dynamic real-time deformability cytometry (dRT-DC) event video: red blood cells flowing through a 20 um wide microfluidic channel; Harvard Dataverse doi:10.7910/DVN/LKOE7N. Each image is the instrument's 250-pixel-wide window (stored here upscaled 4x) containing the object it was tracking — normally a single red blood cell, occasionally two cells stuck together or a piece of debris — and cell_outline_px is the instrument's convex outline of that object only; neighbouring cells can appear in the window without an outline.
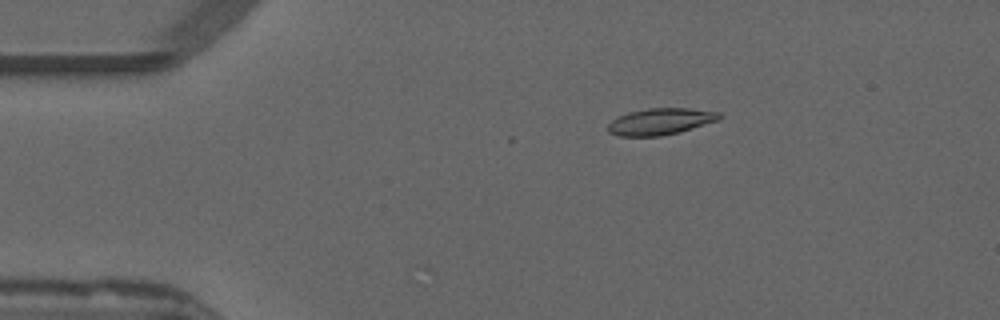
{"species": "common noctule bat (a hibernating species)", "species_latin": "Nyctalus noctula", "temperature_condition": "warm", "stored_images_in_passage": 36, "camera_frame_rate_fps": 3000, "um_per_image_px": 0.085, "animal": {"sex": "male", "forearm_length_mm": 52.5}, "frame": {"image": 1, "passage_image": 1, "time_ms": 0.0, "image_size_px": [1000, 320], "cell_outline_px": [[724, 116], [720, 120], [680, 132], [660, 136], [620, 136], [608, 132], [608, 124], [616, 116], [628, 112], [648, 108], [688, 108], [720, 112]], "centroid_in_image_um": [56.16, 10.32], "position_along_channel_um": 28.8, "area_um2": 17.46}}
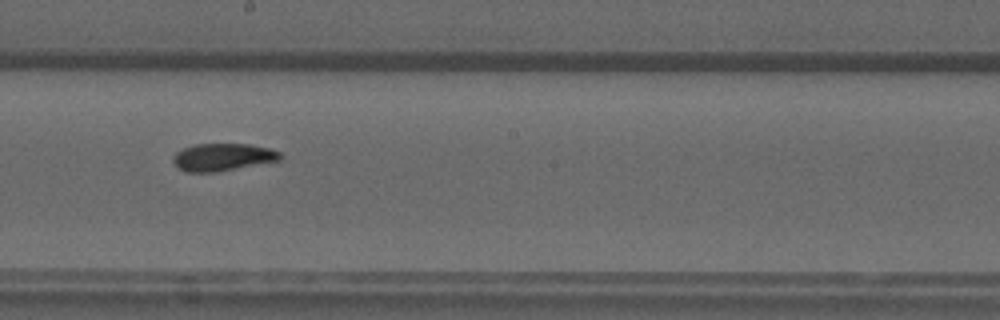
{"frame": {"image": 2, "passage_image": 21, "time_ms": 6.667, "image_size_px": [1000, 320], "cell_outline_px": [[284, 156], [280, 160], [216, 172], [188, 172], [180, 168], [172, 160], [172, 156], [176, 152], [192, 144], [248, 144], [268, 148], [280, 152]], "centroid_in_image_um": [18.93, 13.35], "position_along_channel_um": 229.3, "area_um2": 17.05}}
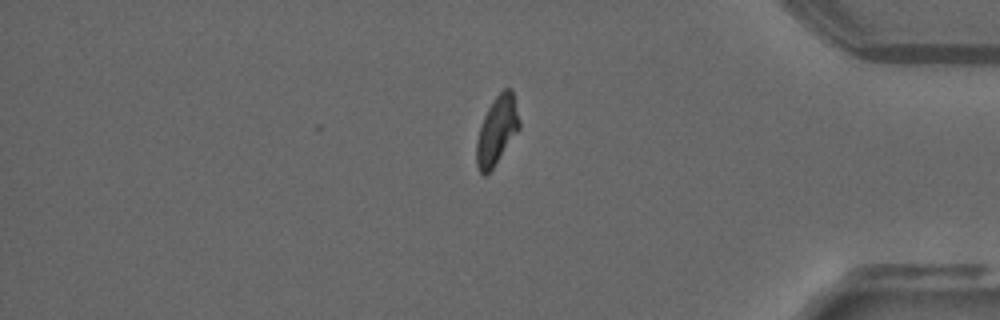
{"frame": {"image": 3, "passage_image": 36, "time_ms": 11.667, "image_size_px": [1000, 320], "cell_outline_px": [[520, 128], [492, 168], [484, 176], [480, 172], [476, 164], [476, 140], [480, 124], [492, 100], [504, 88], [512, 88], [520, 120]], "centroid_in_image_um": [42.23, 11.05], "position_along_channel_um": 393.0, "area_um2": 16.99}, "authors_computed_cell_mechanics": {"area_um2": 17.4556, "velocity_mm_per_s": 3.8402, "shape_relaxation_time_tau1_ms": 6.4287, "shape_relaxation_time_tau2_ms": 3.1225, "deformation_change_tau1": 0.1877, "deformation_change_tau2": 0.0767}}